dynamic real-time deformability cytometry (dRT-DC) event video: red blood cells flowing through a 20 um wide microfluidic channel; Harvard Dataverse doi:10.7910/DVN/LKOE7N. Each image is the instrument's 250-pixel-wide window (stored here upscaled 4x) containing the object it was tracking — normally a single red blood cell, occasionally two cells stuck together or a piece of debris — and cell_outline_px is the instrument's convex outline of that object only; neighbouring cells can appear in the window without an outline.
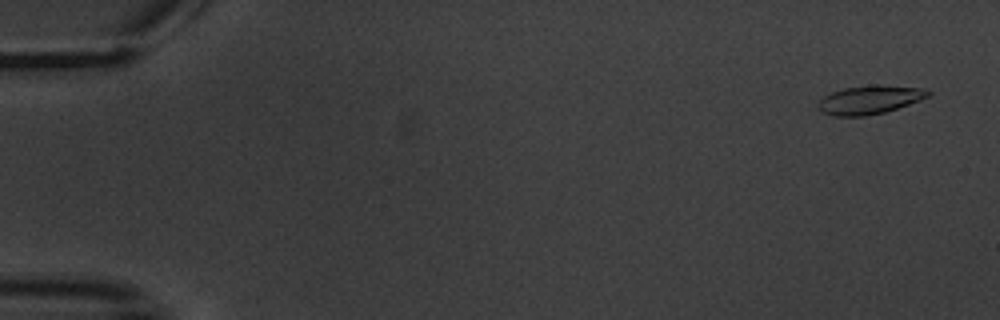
{"species": "common noctule bat (a hibernating species)", "species_latin": "Nyctalus noctula", "temperature_condition": "warm", "stored_images_in_passage": 3, "camera_frame_rate_fps": 3000, "um_per_image_px": 0.085, "animal": {"sex": "male", "body_mass_g": 20.1, "forearm_length_mm": 53.5}, "frame": {"image": 1, "passage_image": 1, "time_ms": 0.0, "image_size_px": [1000, 320], "cell_outline_px": [[932, 92], [928, 96], [920, 100], [884, 112], [864, 116], [832, 116], [820, 112], [816, 108], [816, 104], [824, 96], [832, 92], [844, 88], [872, 84], [880, 84], [920, 88]], "centroid_in_image_um": [73.85, 8.48], "position_along_channel_um": 11.1, "area_um2": 18.38}}